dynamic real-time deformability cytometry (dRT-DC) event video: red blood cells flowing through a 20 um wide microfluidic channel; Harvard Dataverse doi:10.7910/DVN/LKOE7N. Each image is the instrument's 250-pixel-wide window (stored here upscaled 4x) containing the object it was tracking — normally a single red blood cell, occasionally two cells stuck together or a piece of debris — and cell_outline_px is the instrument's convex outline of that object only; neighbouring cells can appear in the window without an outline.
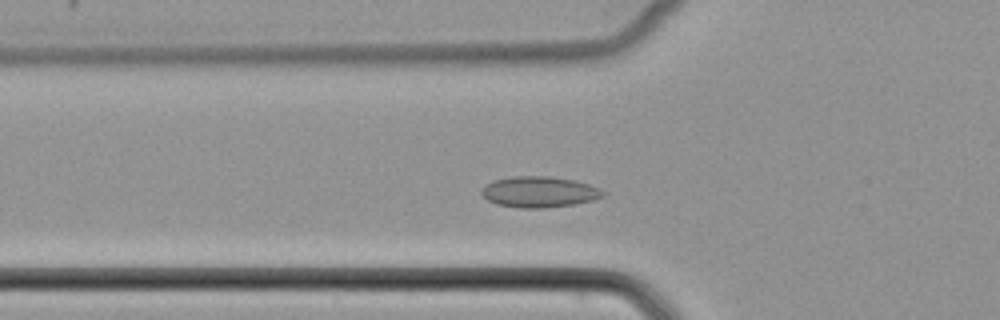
{"species": "common noctule bat (a hibernating species)", "species_latin": "Nyctalus noctula", "temperature_condition": "cold", "stored_images_in_passage": 33, "camera_frame_rate_fps": 3000, "um_per_image_px": 0.085, "animal": {"sex": "female", "body_mass_g": 22.7, "forearm_length_mm": 54.2}, "frame": {"image": 1, "passage_image": 11, "time_ms": 3.333, "image_size_px": [1000, 320], "cell_outline_px": [[608, 192], [604, 196], [592, 200], [572, 204], [544, 208], [520, 208], [496, 204], [488, 200], [480, 192], [492, 180], [512, 176], [548, 176], [576, 180], [600, 188]], "centroid_in_image_um": [45.86, 16.3], "position_along_channel_um": 79.9, "area_um2": 21.91}}
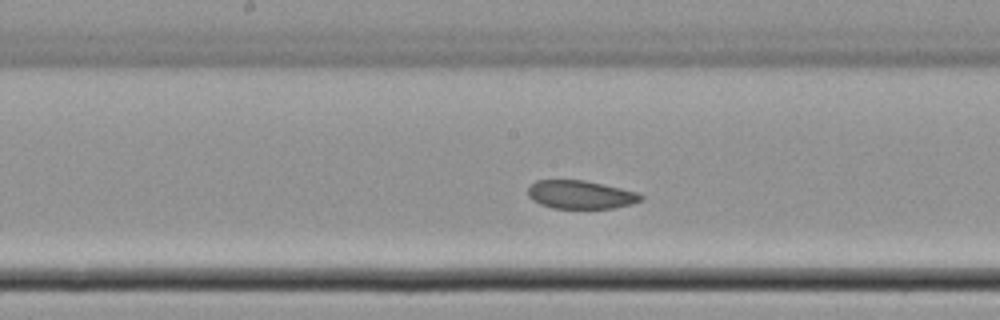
{"frame": {"image": 2, "passage_image": 20, "time_ms": 6.333, "image_size_px": [1000, 320], "cell_outline_px": [[644, 200], [632, 204], [612, 208], [552, 208], [540, 204], [532, 200], [528, 196], [528, 188], [536, 180], [584, 180], [620, 188], [636, 192], [644, 196]], "centroid_in_image_um": [49.35, 16.55], "position_along_channel_um": 198.9, "area_um2": 18.61}}
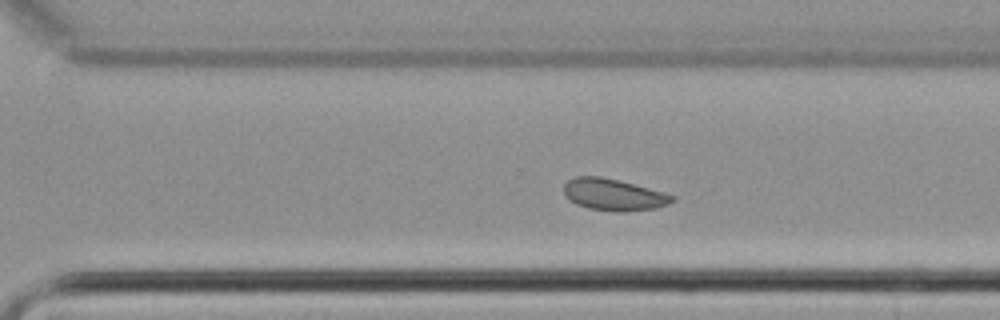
{"frame": {"image": 3, "passage_image": 29, "time_ms": 9.333, "image_size_px": [1000, 320], "cell_outline_px": [[676, 200], [668, 204], [656, 208], [624, 212], [616, 212], [588, 208], [576, 204], [564, 192], [564, 184], [568, 180], [576, 176], [600, 176], [664, 192], [676, 196]], "centroid_in_image_um": [52.19, 16.55], "position_along_channel_um": 318.4, "area_um2": 19.88}}